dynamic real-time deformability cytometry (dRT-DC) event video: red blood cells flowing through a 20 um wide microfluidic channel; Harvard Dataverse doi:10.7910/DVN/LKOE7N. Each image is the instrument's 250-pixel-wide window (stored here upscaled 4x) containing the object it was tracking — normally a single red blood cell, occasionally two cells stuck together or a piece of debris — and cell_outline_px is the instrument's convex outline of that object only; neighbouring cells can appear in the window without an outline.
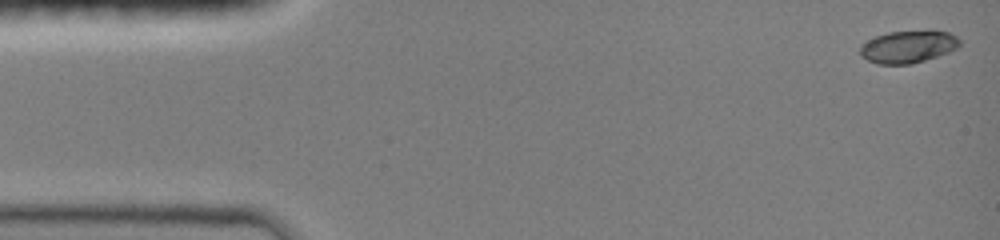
{"species": "common noctule bat (a hibernating species)", "species_latin": "Nyctalus noctula", "temperature_condition": "room temperature", "stored_images_in_passage": 46, "camera_frame_rate_fps": 3000, "um_per_image_px": 0.085, "animal": {"sex": "female", "body_mass_g": 19.0, "forearm_length_mm": 51.5}, "frame": {"image": 1, "passage_image": 1, "time_ms": 0.0, "image_size_px": [1000, 240], "cell_outline_px": [[960, 44], [956, 48], [948, 52], [912, 64], [876, 64], [860, 56], [860, 48], [868, 40], [876, 36], [888, 32], [948, 32], [956, 36], [960, 40]], "centroid_in_image_um": [77.16, 4.0], "position_along_channel_um": 7.8, "area_um2": 18.26}}
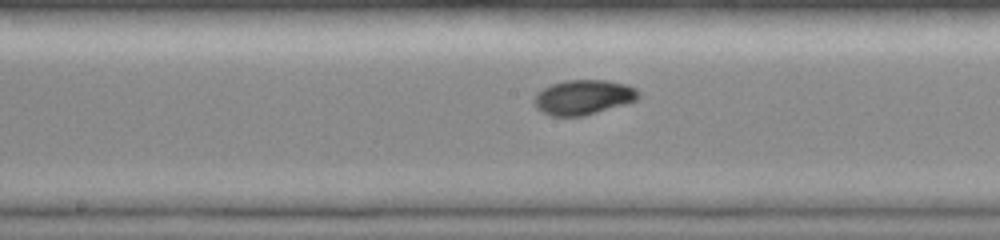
{"frame": {"image": 2, "passage_image": 24, "time_ms": 7.667, "image_size_px": [1000, 240], "cell_outline_px": [[640, 96], [636, 100], [624, 104], [584, 116], [552, 116], [536, 108], [532, 100], [536, 92], [552, 84], [564, 80], [604, 80], [628, 84], [636, 88], [640, 92]], "centroid_in_image_um": [49.58, 8.26], "position_along_channel_um": 198.6, "area_um2": 21.27}}
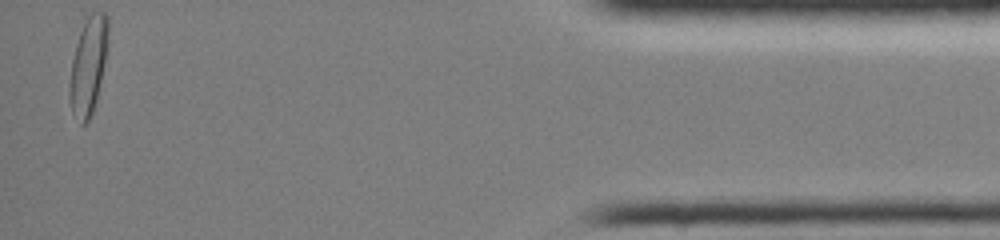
{"frame": {"image": 3, "passage_image": 46, "time_ms": 15.0, "image_size_px": [1000, 240], "cell_outline_px": [[108, 40], [104, 64], [96, 100], [92, 112], [88, 120], [84, 124], [80, 124], [72, 112], [68, 92], [68, 84], [72, 60], [76, 44], [80, 32], [88, 16], [92, 12], [104, 12], [108, 16]], "centroid_in_image_um": [7.49, 5.58], "position_along_channel_um": 427.7, "area_um2": 21.62}, "authors_computed_cell_mechanics": {"area_um2": 20.0277, "velocity_mm_per_s": 4.0226, "shape_relaxation_time_tau1_ms": 4.1637, "shape_relaxation_time_tau2_ms": 1.9868, "deformation_change_tau1": 0.1701, "deformation_change_tau2": 0.0383}}